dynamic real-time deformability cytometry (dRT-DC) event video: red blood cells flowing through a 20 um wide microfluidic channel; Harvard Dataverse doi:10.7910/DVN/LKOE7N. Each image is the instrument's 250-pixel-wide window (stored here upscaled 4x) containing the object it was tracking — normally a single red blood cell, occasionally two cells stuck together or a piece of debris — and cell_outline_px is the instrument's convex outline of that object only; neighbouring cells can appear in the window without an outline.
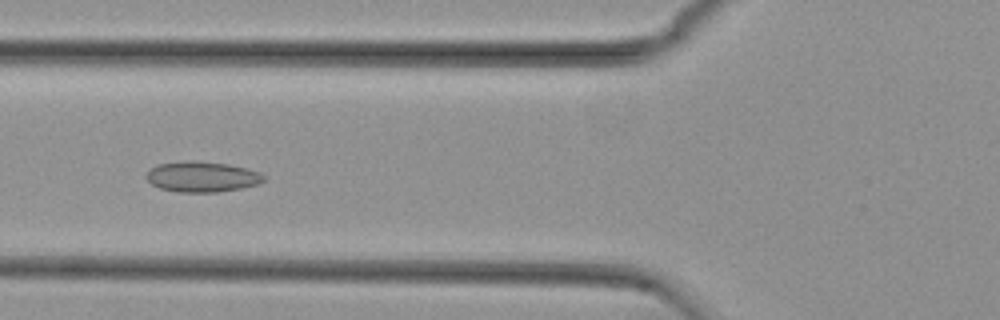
{"species": "common noctule bat (a hibernating species)", "species_latin": "Nyctalus noctula", "temperature_condition": "cold", "stored_images_in_passage": 55, "camera_frame_rate_fps": 3000, "um_per_image_px": 0.085, "animal": {"sex": "female", "body_mass_g": 29.2, "forearm_length_mm": 56.3}, "frame": {"image": 1, "passage_image": 21, "time_ms": 6.667, "image_size_px": [1000, 320], "cell_outline_px": [[264, 180], [260, 184], [240, 188], [216, 192], [176, 192], [160, 188], [152, 184], [144, 176], [156, 164], [192, 160], [196, 160], [228, 164], [248, 168], [260, 172], [264, 176]], "centroid_in_image_um": [17.18, 15.02], "position_along_channel_um": 108.6, "area_um2": 20.98}}
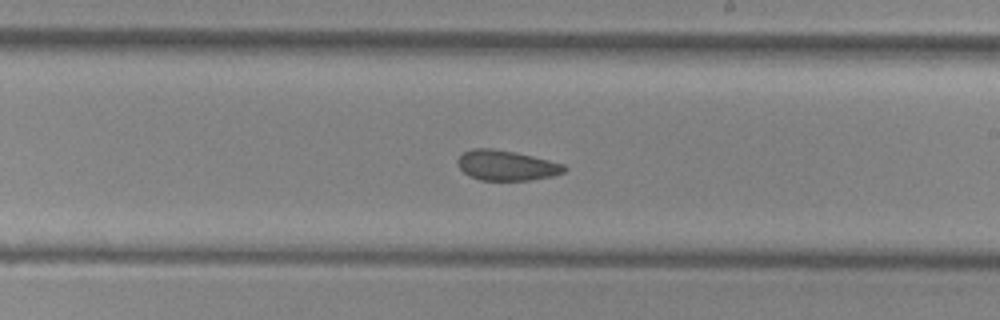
{"frame": {"image": 2, "passage_image": 32, "time_ms": 10.333, "image_size_px": [1000, 320], "cell_outline_px": [[568, 168], [564, 172], [552, 176], [532, 180], [480, 180], [464, 172], [456, 164], [456, 160], [464, 152], [472, 148], [492, 148], [532, 156], [564, 164]], "centroid_in_image_um": [43.04, 14.06], "position_along_channel_um": 246.0, "area_um2": 18.61}}
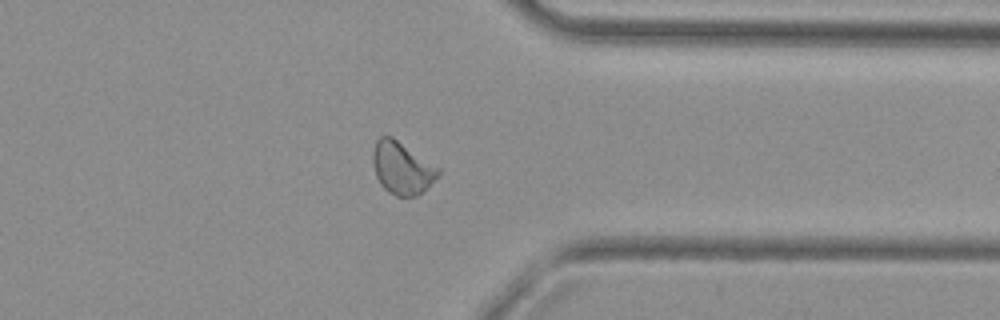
{"frame": {"image": 3, "passage_image": 43, "time_ms": 14.0, "image_size_px": [1000, 320], "cell_outline_px": [[440, 176], [416, 196], [396, 196], [388, 192], [380, 184], [376, 176], [372, 160], [372, 152], [376, 140], [380, 136], [392, 136], [440, 168]], "centroid_in_image_um": [34.16, 14.27], "position_along_channel_um": 377.2, "area_um2": 20.0}, "authors_computed_cell_mechanics": {"area_um2": 20.6924, "velocity_mm_per_s": 3.7462, "shape_relaxation_time_tau1_ms": null, "shape_relaxation_time_tau2_ms": 5.0262, "deformation_change_tau1": null, "deformation_change_tau2": 0.0786}}